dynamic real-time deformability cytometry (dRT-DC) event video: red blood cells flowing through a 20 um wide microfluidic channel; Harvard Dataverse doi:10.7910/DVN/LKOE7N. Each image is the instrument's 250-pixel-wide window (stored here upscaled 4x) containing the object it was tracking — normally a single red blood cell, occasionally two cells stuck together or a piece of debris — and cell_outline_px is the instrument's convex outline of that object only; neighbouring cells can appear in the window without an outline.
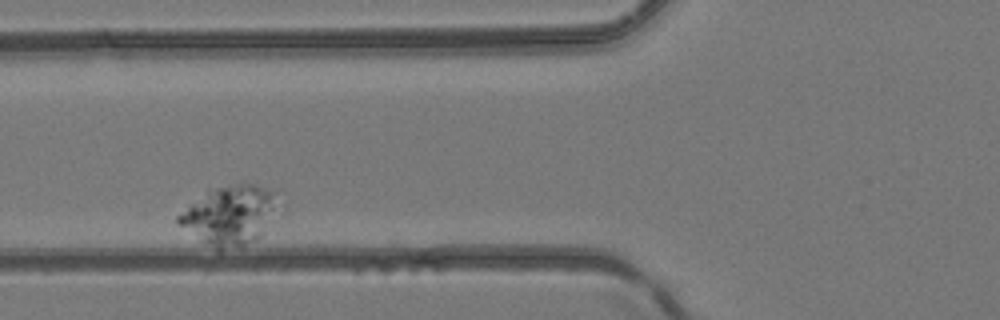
{"species": "common noctule bat (a hibernating species)", "species_latin": "Nyctalus noctula", "temperature_condition": "room temperature", "stored_images_in_passage": 3, "camera_frame_rate_fps": 3000, "um_per_image_px": 0.085, "animal": {"sex": "female", "body_mass_g": 24.6, "forearm_length_mm": 56.2}, "frame": {"image": 1, "passage_image": 2, "time_ms": 1.333, "image_size_px": [1000, 320], "cell_outline_px": [[288, 204], [284, 216], [256, 240], [240, 248], [220, 252], [216, 252], [176, 224], [176, 216], [208, 188], [236, 184], [252, 184], [276, 192]], "centroid_in_image_um": [19.71, 18.32], "position_along_channel_um": 106.1, "area_um2": 37.22}}
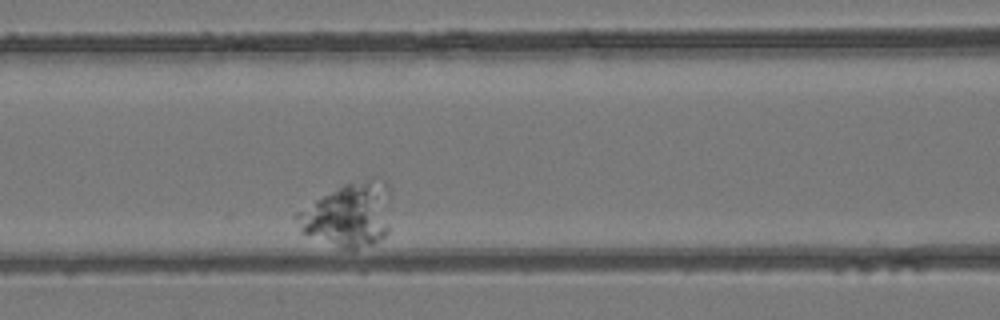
{"frame": {"image": 2, "passage_image": 3, "time_ms": 2.333, "image_size_px": [1000, 320], "cell_outline_px": [[392, 188], [388, 232], [384, 236], [372, 244], [352, 252], [304, 232], [300, 228], [292, 216], [296, 212], [316, 200], [344, 184], [372, 176], [384, 180]], "centroid_in_image_um": [29.71, 18.22], "position_along_channel_um": 136.9, "area_um2": 35.6}}